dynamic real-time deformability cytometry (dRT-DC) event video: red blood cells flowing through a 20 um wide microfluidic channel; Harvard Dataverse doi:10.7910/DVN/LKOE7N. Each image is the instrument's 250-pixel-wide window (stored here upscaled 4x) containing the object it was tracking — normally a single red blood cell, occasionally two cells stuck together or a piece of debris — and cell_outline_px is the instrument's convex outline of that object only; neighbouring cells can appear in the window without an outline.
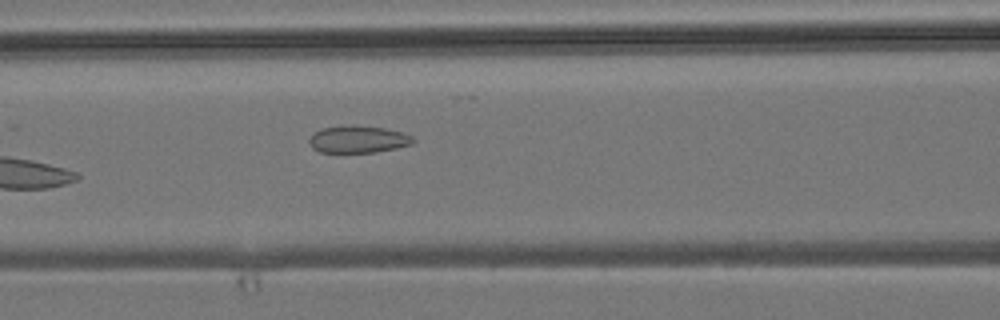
{"species": "common noctule bat (a hibernating species)", "species_latin": "Nyctalus noctula", "temperature_condition": "room temperature", "stored_images_in_passage": 5, "camera_frame_rate_fps": 3000, "um_per_image_px": 0.085, "animal": {"sex": "male", "body_mass_g": 19.2, "forearm_length_mm": 51.8}, "frame": {"image": 1, "passage_image": 5, "time_ms": 5.667, "image_size_px": [1000, 320], "cell_outline_px": [[416, 140], [412, 144], [396, 148], [376, 152], [320, 152], [312, 148], [308, 144], [308, 140], [320, 128], [352, 124], [356, 124], [384, 128], [404, 132], [412, 136]], "centroid_in_image_um": [30.45, 11.82], "position_along_channel_um": 136.1, "area_um2": 16.7}}